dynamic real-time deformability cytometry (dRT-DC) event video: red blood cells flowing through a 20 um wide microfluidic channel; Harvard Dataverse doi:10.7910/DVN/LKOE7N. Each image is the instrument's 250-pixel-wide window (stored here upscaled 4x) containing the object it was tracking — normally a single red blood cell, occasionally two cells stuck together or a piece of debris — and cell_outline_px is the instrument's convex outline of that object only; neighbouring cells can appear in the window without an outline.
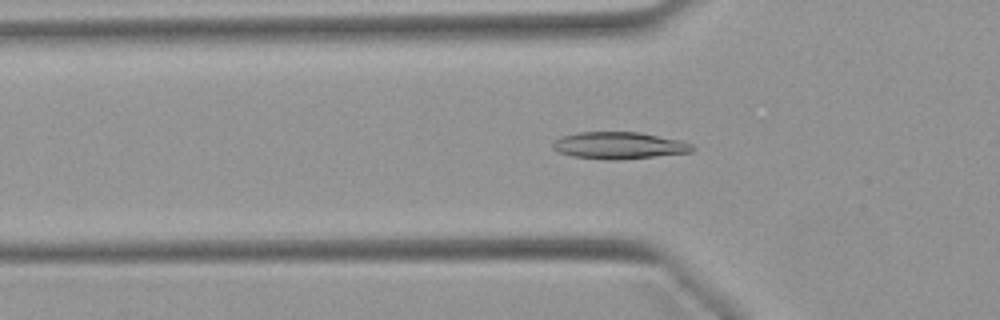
{"species": "Egyptian fruit bat (a non-hibernating species)", "species_latin": "Rousettus aegyptiacus", "temperature_condition": "warm", "stored_images_in_passage": 52, "camera_frame_rate_fps": 3000, "um_per_image_px": 0.085, "animal": {"sex": "female"}, "frame": {"image": 1, "passage_image": 17, "time_ms": 5.333, "image_size_px": [1000, 320], "cell_outline_px": [[696, 148], [692, 152], [620, 160], [604, 160], [572, 156], [556, 152], [552, 148], [552, 144], [560, 136], [580, 132], [640, 132], [680, 140], [692, 144]], "centroid_in_image_um": [52.6, 12.37], "position_along_channel_um": 73.2, "area_um2": 22.14}}
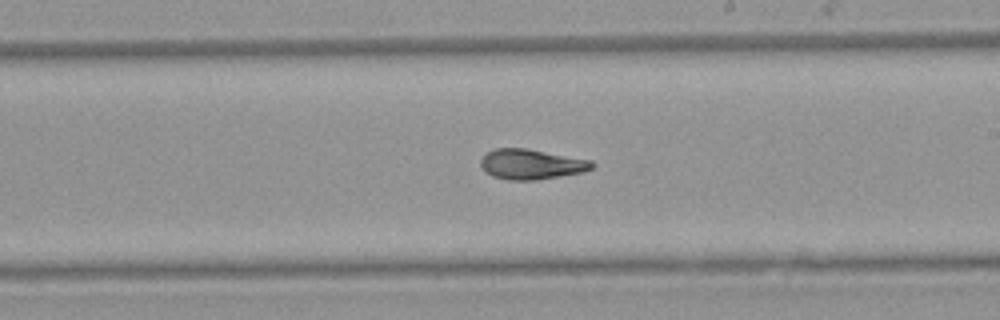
{"frame": {"image": 2, "passage_image": 30, "time_ms": 9.667, "image_size_px": [1000, 320], "cell_outline_px": [[596, 164], [592, 168], [584, 172], [560, 176], [532, 180], [508, 180], [492, 176], [484, 172], [480, 164], [480, 160], [488, 152], [496, 148], [528, 148], [592, 160]], "centroid_in_image_um": [45.17, 13.95], "position_along_channel_um": 243.8, "area_um2": 19.71}}
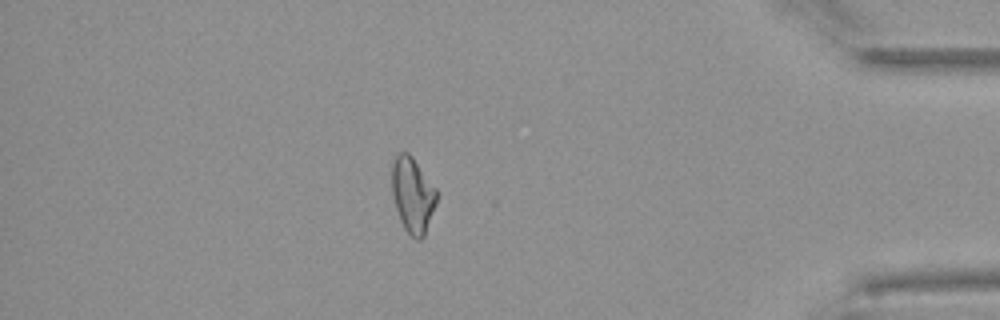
{"frame": {"image": 3, "passage_image": 45, "time_ms": 14.667, "image_size_px": [1000, 320], "cell_outline_px": [[436, 204], [424, 236], [420, 240], [416, 240], [404, 228], [400, 220], [396, 208], [392, 192], [392, 164], [396, 156], [400, 152], [408, 152], [412, 156], [436, 188]], "centroid_in_image_um": [35.07, 16.57], "position_along_channel_um": 400.1, "area_um2": 19.48}, "authors_computed_cell_mechanics": {"area_um2": 20.1722, "velocity_mm_per_s": 3.9404, "shape_relaxation_time_tau1_ms": null, "shape_relaxation_time_tau2_ms": 3.8737, "deformation_change_tau1": null, "deformation_change_tau2": 0.1001}}